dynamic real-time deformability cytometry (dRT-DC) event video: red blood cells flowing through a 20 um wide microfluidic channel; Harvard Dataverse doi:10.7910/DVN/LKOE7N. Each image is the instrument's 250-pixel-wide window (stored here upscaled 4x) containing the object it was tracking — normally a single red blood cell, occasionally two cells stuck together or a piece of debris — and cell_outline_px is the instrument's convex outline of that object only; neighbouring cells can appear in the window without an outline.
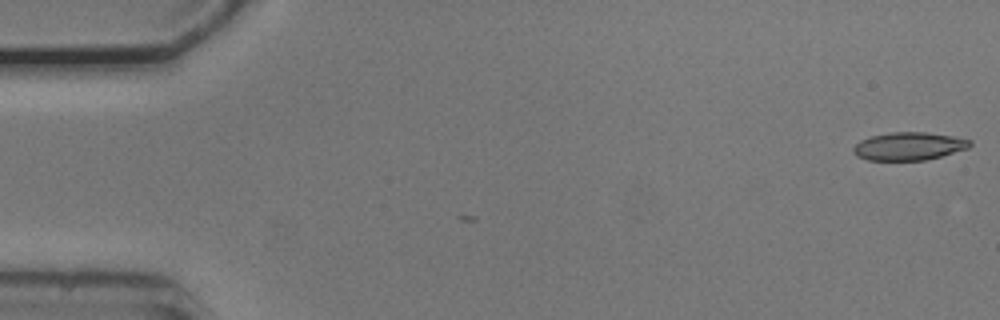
{"species": "common noctule bat (a hibernating species)", "species_latin": "Nyctalus noctula", "temperature_condition": "cold", "stored_images_in_passage": 4, "camera_frame_rate_fps": 3000, "um_per_image_px": 0.085, "animal": {"sex": "male", "body_mass_g": 20.5, "forearm_length_mm": 52.5}, "frame": {"image": 1, "passage_image": 4, "time_ms": 1.0, "image_size_px": [1000, 320], "cell_outline_px": [[972, 144], [968, 148], [940, 156], [924, 160], [868, 160], [856, 156], [852, 152], [852, 148], [860, 140], [872, 136], [892, 132], [924, 132], [952, 136], [972, 140]], "centroid_in_image_um": [77.23, 12.43], "position_along_channel_um": 7.8, "area_um2": 18.9}}